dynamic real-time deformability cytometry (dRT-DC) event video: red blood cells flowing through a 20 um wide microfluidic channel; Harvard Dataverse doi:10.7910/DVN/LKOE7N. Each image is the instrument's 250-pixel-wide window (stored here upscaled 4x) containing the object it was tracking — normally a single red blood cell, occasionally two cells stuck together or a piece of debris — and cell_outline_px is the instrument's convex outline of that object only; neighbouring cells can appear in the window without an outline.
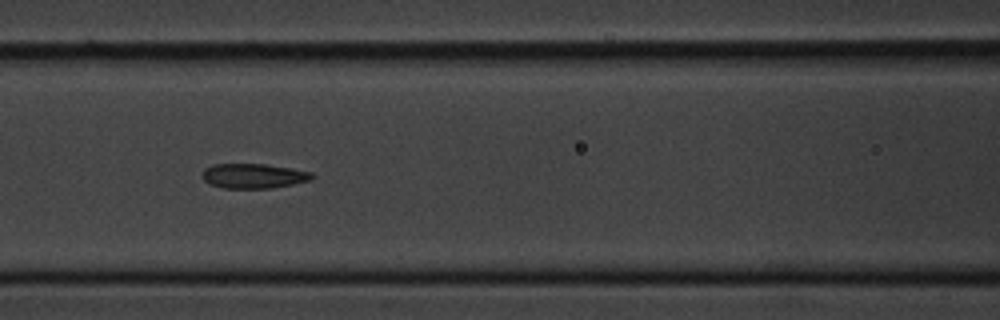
{"species": "common noctule bat (a hibernating species)", "species_latin": "Nyctalus noctula", "temperature_condition": "cold", "stored_images_in_passage": 9, "camera_frame_rate_fps": 3000, "um_per_image_px": 0.085, "animal": {"sex": "male", "body_mass_g": 20.1, "forearm_length_mm": 53.5}, "frame": {"image": 1, "passage_image": 6, "time_ms": 5.333, "image_size_px": [1000, 320], "cell_outline_px": [[316, 176], [312, 180], [272, 188], [224, 188], [212, 184], [204, 180], [200, 176], [204, 168], [212, 164], [264, 164], [312, 172]], "centroid_in_image_um": [21.54, 14.95], "position_along_channel_um": 145.1, "area_um2": 15.84}}
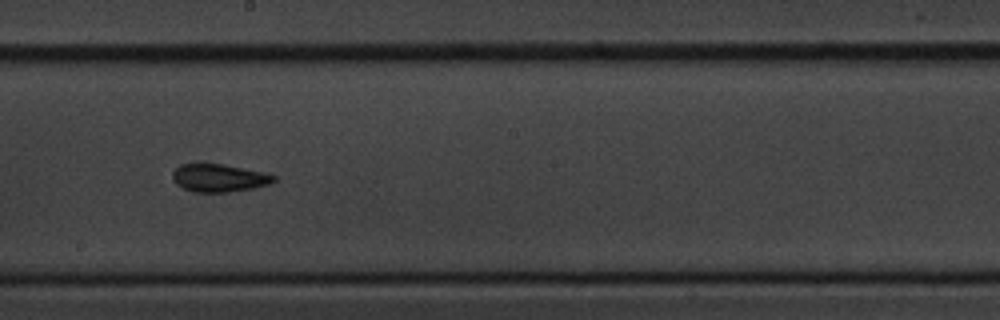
{"frame": {"image": 2, "passage_image": 8, "time_ms": 7.667, "image_size_px": [1000, 320], "cell_outline_px": [[276, 180], [268, 184], [256, 188], [228, 192], [196, 192], [184, 188], [176, 184], [172, 180], [172, 172], [180, 164], [224, 164], [264, 172], [276, 176]], "centroid_in_image_um": [18.62, 15.12], "position_along_channel_um": 229.6, "area_um2": 16.47}}
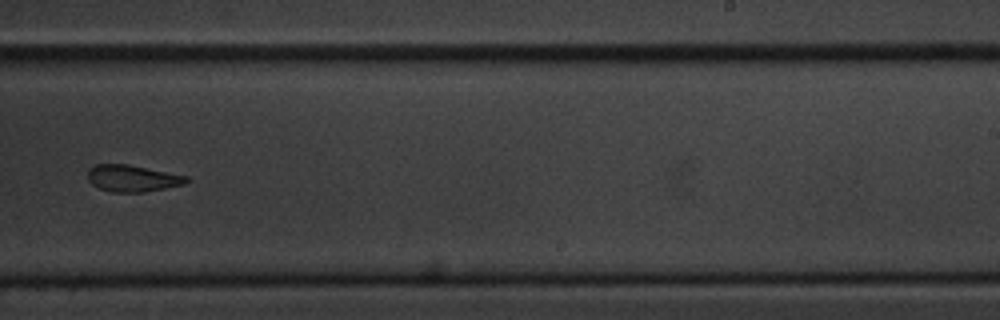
{"frame": {"image": 3, "passage_image": 9, "time_ms": 9.0, "image_size_px": [1000, 320], "cell_outline_px": [[188, 180], [184, 184], [144, 192], [112, 192], [100, 188], [92, 184], [88, 180], [88, 168], [96, 164], [128, 164], [188, 176]], "centroid_in_image_um": [11.23, 15.15], "position_along_channel_um": 277.8, "area_um2": 15.26}}